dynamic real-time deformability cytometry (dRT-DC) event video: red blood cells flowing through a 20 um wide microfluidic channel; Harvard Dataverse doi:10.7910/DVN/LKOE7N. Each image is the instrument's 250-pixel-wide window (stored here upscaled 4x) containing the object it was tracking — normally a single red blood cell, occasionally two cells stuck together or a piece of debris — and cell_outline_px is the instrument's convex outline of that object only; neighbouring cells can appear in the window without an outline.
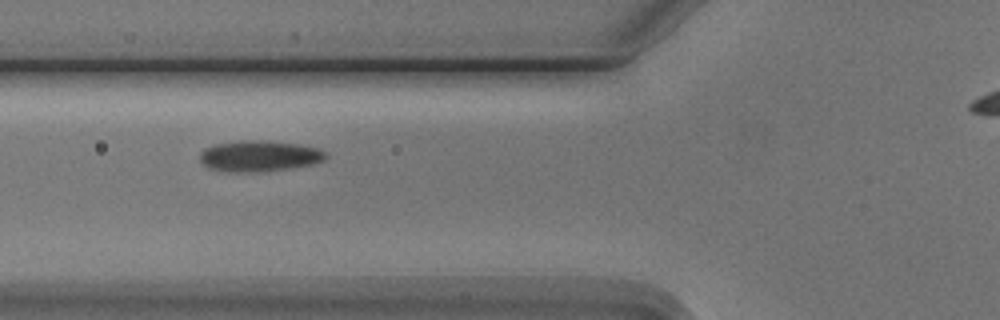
{"species": "Egyptian fruit bat (a non-hibernating species)", "species_latin": "Rousettus aegyptiacus", "temperature_condition": "cold", "stored_images_in_passage": 5, "camera_frame_rate_fps": 3000, "um_per_image_px": 0.085, "animal": {"sex": "male"}, "frame": {"image": 1, "passage_image": 2, "time_ms": 1.0, "image_size_px": [1000, 320], "cell_outline_px": [[328, 156], [324, 160], [312, 164], [288, 168], [256, 172], [236, 172], [208, 168], [200, 160], [200, 152], [204, 148], [216, 144], [240, 140], [260, 140], [300, 144], [320, 148], [328, 152]], "centroid_in_image_um": [22.07, 13.25], "position_along_channel_um": 103.7, "area_um2": 22.77}}
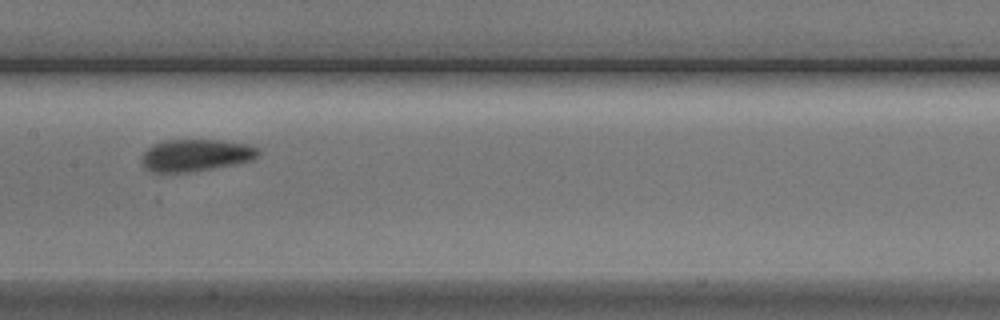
{"frame": {"image": 2, "passage_image": 4, "time_ms": 3.333, "image_size_px": [1000, 320], "cell_outline_px": [[260, 152], [252, 160], [212, 168], [188, 172], [152, 172], [144, 168], [140, 160], [144, 152], [152, 144], [164, 140], [220, 140], [248, 144], [256, 148]], "centroid_in_image_um": [16.58, 13.19], "position_along_channel_um": 190.8, "area_um2": 21.68}}
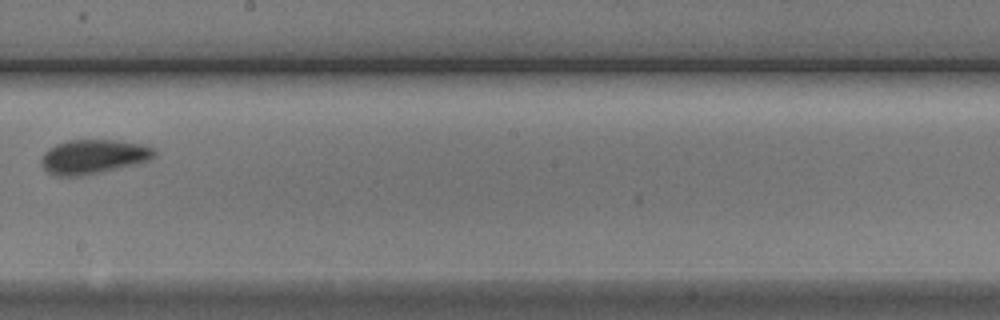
{"frame": {"image": 3, "passage_image": 5, "time_ms": 4.667, "image_size_px": [1000, 320], "cell_outline_px": [[156, 156], [148, 160], [132, 164], [96, 172], [76, 176], [56, 176], [48, 172], [40, 164], [40, 160], [44, 152], [48, 148], [56, 144], [68, 140], [116, 140], [144, 144], [156, 148]], "centroid_in_image_um": [7.91, 13.29], "position_along_channel_um": 240.3, "area_um2": 22.37}}